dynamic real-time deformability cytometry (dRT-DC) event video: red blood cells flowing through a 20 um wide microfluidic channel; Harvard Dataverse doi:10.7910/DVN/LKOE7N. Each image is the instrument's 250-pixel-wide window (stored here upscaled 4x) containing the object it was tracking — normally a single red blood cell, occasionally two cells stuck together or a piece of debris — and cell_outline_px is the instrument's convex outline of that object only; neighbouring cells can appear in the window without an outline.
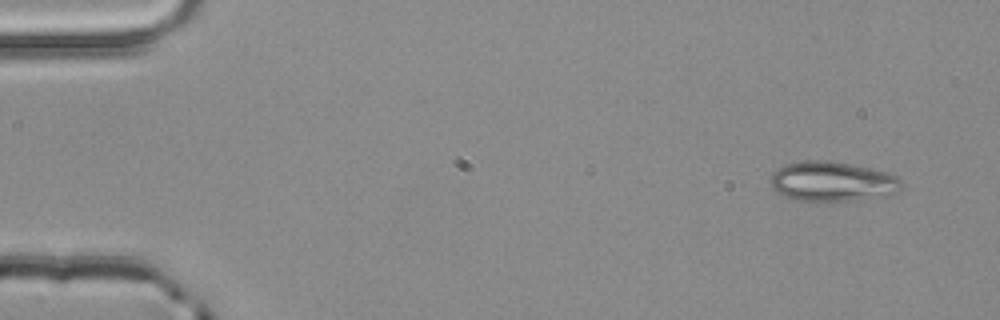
{"species": "common noctule bat (a hibernating species)", "species_latin": "Nyctalus noctula", "temperature_condition": "room temperature", "stored_images_in_passage": 5, "camera_frame_rate_fps": 3000, "um_per_image_px": 0.085, "animal": {"sex": "male", "body_mass_g": 20.4}, "frame": {"image": 1, "passage_image": 1, "time_ms": 0.0, "image_size_px": [1000, 320], "cell_outline_px": [[904, 188], [896, 192], [884, 196], [848, 200], [796, 200], [784, 196], [776, 192], [772, 188], [772, 172], [784, 164], [800, 160], [832, 160], [888, 172], [896, 176], [900, 180]], "centroid_in_image_um": [70.74, 15.4], "position_along_channel_um": 14.3, "area_um2": 30.35}}
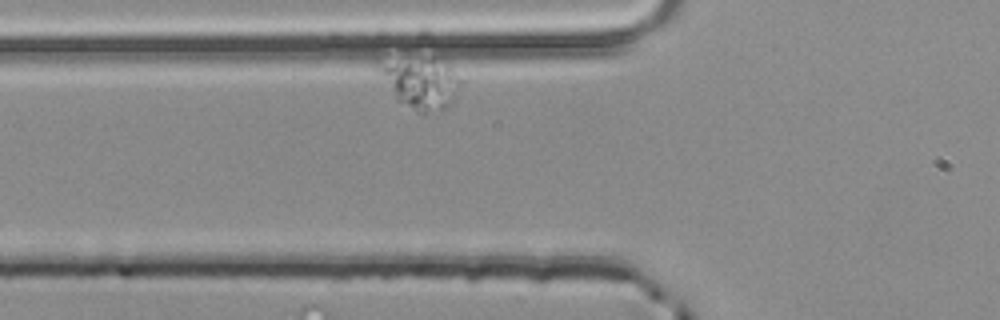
{"frame": {"image": 2, "passage_image": 5, "time_ms": 1.333, "image_size_px": [1000, 320], "cell_outline_px": [[468, 80], [452, 100], [448, 104], [440, 108], [424, 112], [416, 112], [396, 100], [372, 68], [372, 64], [376, 60], [432, 56], [440, 56]], "centroid_in_image_um": [35.73, 6.91], "position_along_channel_um": 90.1, "area_um2": 26.3}}